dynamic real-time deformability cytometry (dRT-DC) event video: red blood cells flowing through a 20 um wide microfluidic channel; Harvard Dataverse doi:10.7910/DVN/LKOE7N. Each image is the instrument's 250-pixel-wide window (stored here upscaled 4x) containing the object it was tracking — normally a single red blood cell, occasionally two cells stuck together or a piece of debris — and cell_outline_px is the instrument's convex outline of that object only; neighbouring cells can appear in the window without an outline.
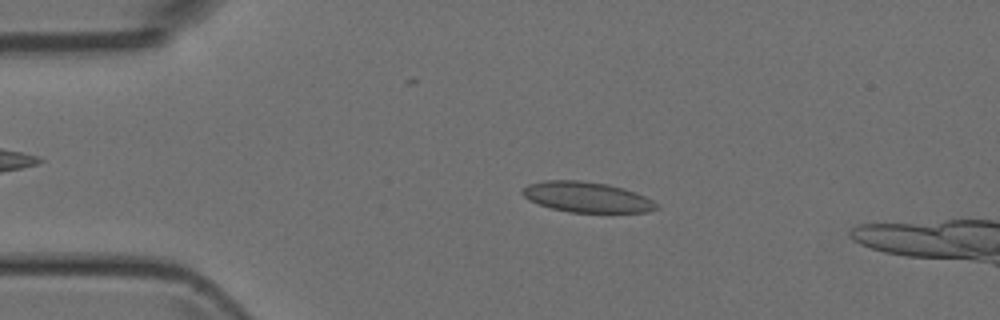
{"species": "Egyptian fruit bat (a non-hibernating species)", "species_latin": "Rousettus aegyptiacus", "temperature_condition": "room temperature", "stored_images_in_passage": 48, "camera_frame_rate_fps": 3000, "um_per_image_px": 0.085, "animal": {"sex": "female"}, "frame": {"image": 1, "passage_image": 10, "time_ms": 3.0, "image_size_px": [1000, 320], "cell_outline_px": [[660, 208], [644, 212], [568, 212], [552, 208], [528, 200], [520, 192], [520, 188], [528, 184], [544, 180], [580, 180], [604, 184], [624, 188], [636, 192], [652, 200]], "centroid_in_image_um": [49.83, 16.74], "position_along_channel_um": 35.2, "area_um2": 23.7}}
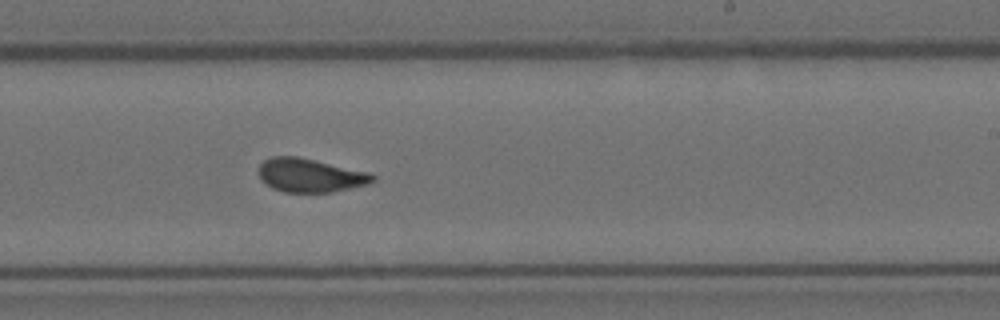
{"frame": {"image": 2, "passage_image": 30, "time_ms": 9.667, "image_size_px": [1000, 320], "cell_outline_px": [[376, 180], [368, 184], [332, 192], [284, 192], [272, 188], [260, 180], [256, 172], [260, 164], [264, 160], [272, 156], [296, 156], [368, 172], [376, 176]], "centroid_in_image_um": [26.31, 14.9], "position_along_channel_um": 262.7, "area_um2": 22.43}}
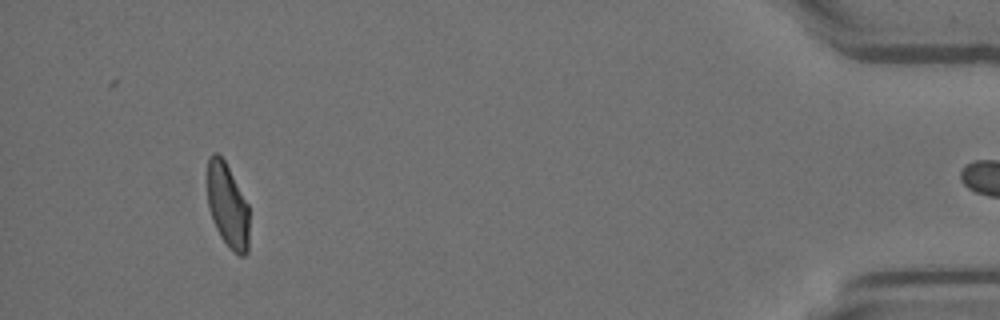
{"frame": {"image": 3, "passage_image": 47, "time_ms": 15.333, "image_size_px": [1000, 320], "cell_outline_px": [[248, 252], [244, 256], [240, 256], [220, 236], [212, 220], [208, 208], [208, 156], [212, 152], [216, 152], [224, 160], [248, 204]], "centroid_in_image_um": [19.33, 17.45], "position_along_channel_um": 415.9, "area_um2": 20.23}}